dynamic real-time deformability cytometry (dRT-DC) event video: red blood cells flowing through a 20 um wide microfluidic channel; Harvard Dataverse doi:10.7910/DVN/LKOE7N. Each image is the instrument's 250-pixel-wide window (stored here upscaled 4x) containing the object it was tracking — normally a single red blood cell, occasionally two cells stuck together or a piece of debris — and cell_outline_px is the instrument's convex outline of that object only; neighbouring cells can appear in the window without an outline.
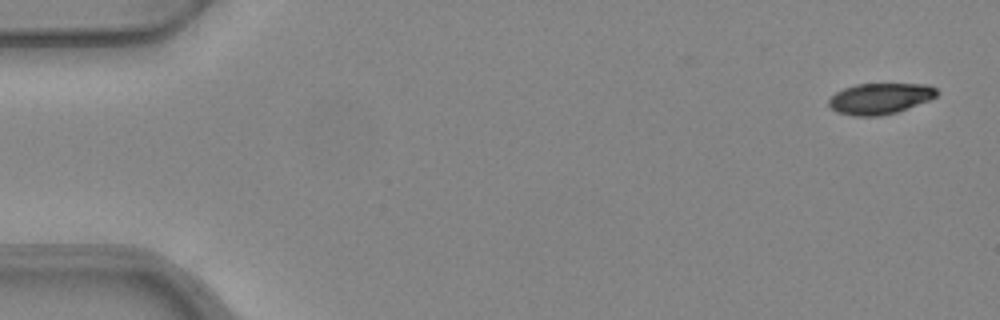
{"species": "common noctule bat (a hibernating species)", "species_latin": "Nyctalus noctula", "temperature_condition": "warm", "stored_images_in_passage": 4, "camera_frame_rate_fps": 3000, "um_per_image_px": 0.085, "animal": {"sex": "female", "body_mass_g": 24.6, "forearm_length_mm": 56.2}, "frame": {"image": 1, "passage_image": 1, "time_ms": 0.0, "image_size_px": [1000, 320], "cell_outline_px": [[936, 96], [928, 100], [896, 112], [880, 116], [852, 116], [836, 112], [828, 104], [828, 100], [836, 92], [844, 88], [856, 84], [928, 84], [936, 88]], "centroid_in_image_um": [74.76, 8.38], "position_along_channel_um": 10.2, "area_um2": 19.36}}
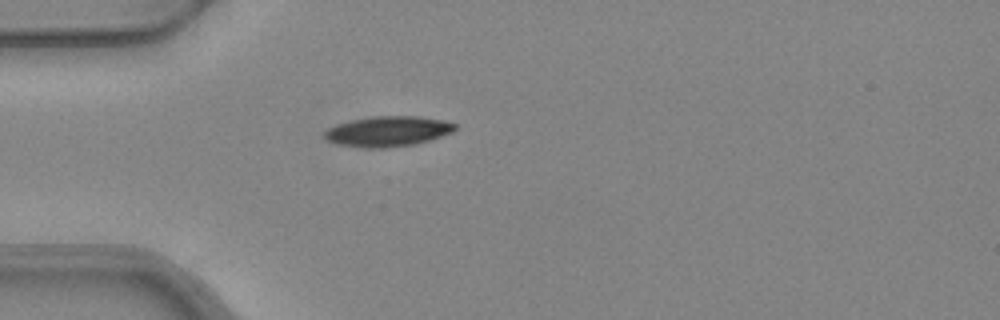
{"frame": {"image": 2, "passage_image": 4, "time_ms": 1.0, "image_size_px": [1000, 320], "cell_outline_px": [[456, 128], [452, 132], [416, 144], [388, 148], [364, 148], [336, 144], [328, 140], [324, 136], [324, 132], [328, 128], [336, 124], [352, 120], [372, 116], [420, 116], [444, 120], [456, 124]], "centroid_in_image_um": [32.95, 11.16], "position_along_channel_um": 52.0, "area_um2": 23.12}}